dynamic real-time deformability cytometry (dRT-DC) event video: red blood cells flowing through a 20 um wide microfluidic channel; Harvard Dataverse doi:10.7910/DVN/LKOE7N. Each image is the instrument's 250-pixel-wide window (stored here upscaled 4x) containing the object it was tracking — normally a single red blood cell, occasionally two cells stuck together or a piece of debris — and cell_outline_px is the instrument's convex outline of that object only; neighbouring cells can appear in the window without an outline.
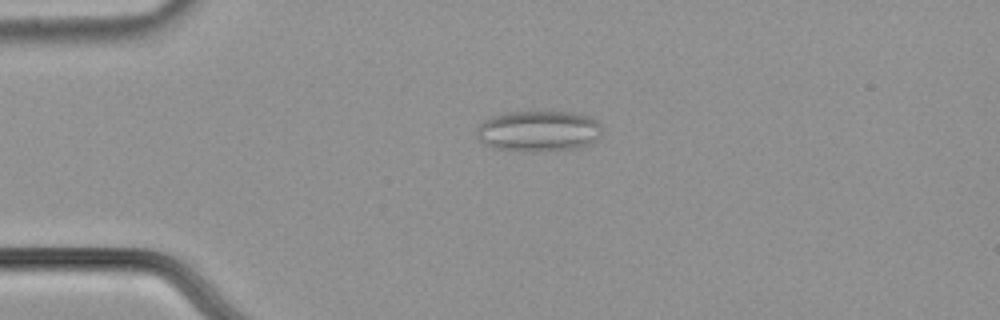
{"species": "common noctule bat (a hibernating species)", "species_latin": "Nyctalus noctula", "temperature_condition": "cold", "stored_images_in_passage": 45, "camera_frame_rate_fps": 3000, "um_per_image_px": 0.085, "animal": {"sex": "male", "body_mass_g": 21.5, "forearm_length_mm": 52.0}, "frame": {"image": 1, "passage_image": 3, "time_ms": 0.667, "image_size_px": [1000, 320], "cell_outline_px": [[600, 132], [596, 140], [580, 148], [540, 152], [528, 152], [492, 148], [484, 144], [476, 136], [476, 128], [484, 120], [492, 116], [504, 112], [572, 112], [592, 116], [600, 124]], "centroid_in_image_um": [45.75, 11.15], "position_along_channel_um": 39.2, "area_um2": 30.35}}
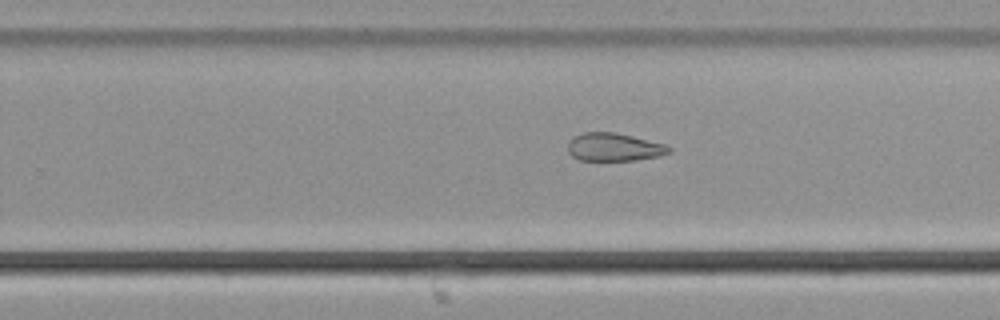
{"frame": {"image": 2, "passage_image": 25, "time_ms": 8.0, "image_size_px": [1000, 320], "cell_outline_px": [[672, 152], [660, 156], [632, 160], [580, 160], [572, 156], [568, 152], [568, 140], [584, 132], [616, 132], [664, 144], [672, 148]], "centroid_in_image_um": [52.19, 12.5], "position_along_channel_um": 277.6, "area_um2": 16.47}}
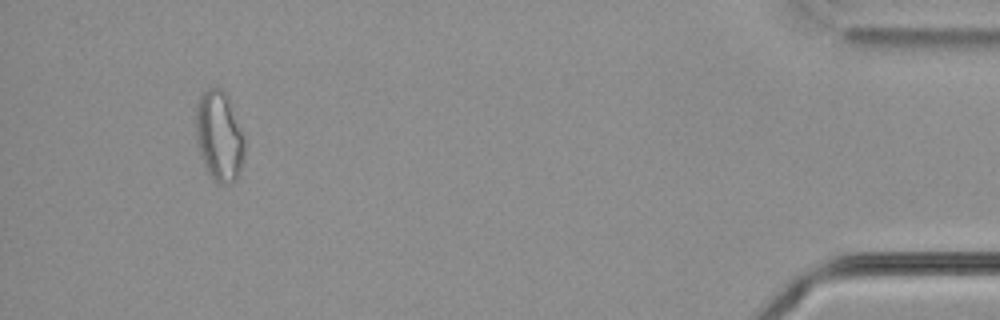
{"frame": {"image": 3, "passage_image": 42, "time_ms": 13.667, "image_size_px": [1000, 320], "cell_outline_px": [[244, 156], [240, 168], [236, 176], [228, 184], [220, 184], [208, 172], [200, 152], [196, 140], [196, 104], [200, 92], [208, 88], [220, 88], [228, 92], [244, 136]], "centroid_in_image_um": [18.63, 11.46], "position_along_channel_um": 416.6, "area_um2": 25.66}, "authors_computed_cell_mechanics": {"area_um2": 19.652, "velocity_mm_per_s": 3.6924, "shape_relaxation_time_tau1_ms": null, "shape_relaxation_time_tau2_ms": 3.0432, "deformation_change_tau1": null, "deformation_change_tau2": 0.1001}}